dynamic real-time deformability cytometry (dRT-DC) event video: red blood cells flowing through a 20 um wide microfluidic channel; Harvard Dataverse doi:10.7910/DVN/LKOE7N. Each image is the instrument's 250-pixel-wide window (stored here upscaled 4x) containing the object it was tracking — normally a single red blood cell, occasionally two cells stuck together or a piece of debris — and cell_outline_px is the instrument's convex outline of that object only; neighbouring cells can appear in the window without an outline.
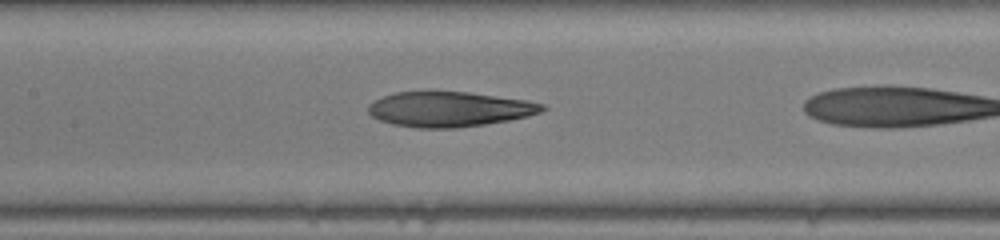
{"species": "human", "species_latin": "Homo sapiens", "temperature_condition": "room temperature", "stored_images_in_passage": 20, "camera_frame_rate_fps": 3000, "um_per_image_px": 0.085, "donor": {"sex": "male"}, "frame": {"image": 1, "passage_image": 6, "time_ms": 1.667, "image_size_px": [1000, 240], "cell_outline_px": [[548, 108], [540, 112], [528, 116], [508, 120], [484, 124], [456, 128], [416, 128], [392, 124], [380, 120], [372, 116], [368, 112], [368, 104], [372, 100], [380, 96], [392, 92], [428, 88], [432, 88], [468, 92], [528, 100], [544, 104]], "centroid_in_image_um": [38.11, 9.23], "position_along_channel_um": 169.3, "area_um2": 36.88}}
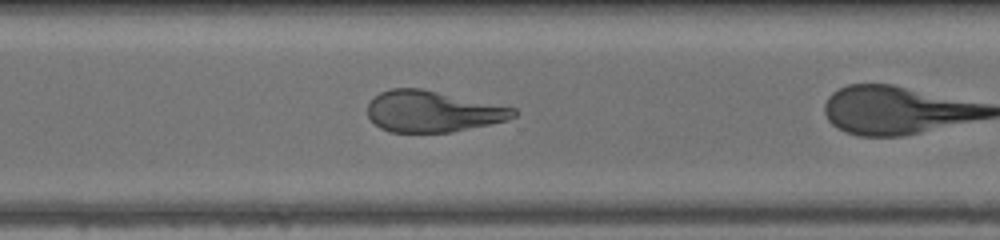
{"frame": {"image": 2, "passage_image": 17, "time_ms": 5.333, "image_size_px": [1000, 240], "cell_outline_px": [[516, 116], [508, 120], [452, 132], [388, 132], [380, 128], [368, 116], [368, 104], [380, 92], [392, 88], [420, 88], [516, 108]], "centroid_in_image_um": [36.77, 9.48], "position_along_channel_um": 333.8, "area_um2": 34.85}}